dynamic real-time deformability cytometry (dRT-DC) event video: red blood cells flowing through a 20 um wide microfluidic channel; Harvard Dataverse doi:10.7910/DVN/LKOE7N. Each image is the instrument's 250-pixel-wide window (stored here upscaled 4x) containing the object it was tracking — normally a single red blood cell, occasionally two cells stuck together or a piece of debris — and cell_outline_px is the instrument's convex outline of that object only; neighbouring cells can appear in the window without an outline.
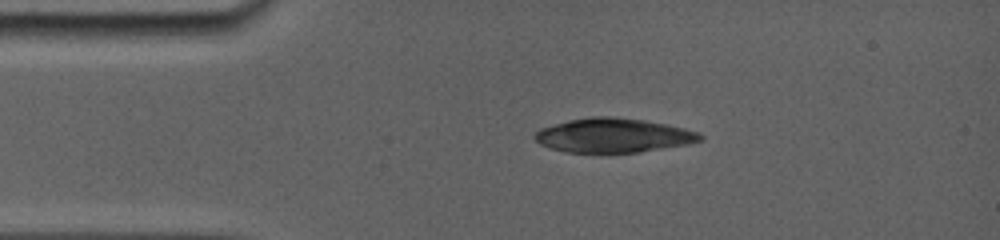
{"species": "common noctule bat (a hibernating species)", "species_latin": "Nyctalus noctula", "temperature_condition": "room temperature", "stored_images_in_passage": 3, "camera_frame_rate_fps": 5000, "um_per_image_px": 0.085, "animal": {"sex": "female", "body_mass_g": 19.0, "forearm_length_mm": 56.7}, "frame": {"image": 1, "passage_image": 3, "time_ms": 0.4, "image_size_px": [1000, 240], "cell_outline_px": [[704, 140], [688, 144], [640, 152], [564, 152], [548, 148], [540, 144], [532, 136], [540, 128], [552, 124], [568, 120], [592, 116], [612, 116], [644, 120], [684, 128], [700, 132], [704, 136]], "centroid_in_image_um": [52.12, 11.5], "position_along_channel_um": 32.9, "area_um2": 33.18}}